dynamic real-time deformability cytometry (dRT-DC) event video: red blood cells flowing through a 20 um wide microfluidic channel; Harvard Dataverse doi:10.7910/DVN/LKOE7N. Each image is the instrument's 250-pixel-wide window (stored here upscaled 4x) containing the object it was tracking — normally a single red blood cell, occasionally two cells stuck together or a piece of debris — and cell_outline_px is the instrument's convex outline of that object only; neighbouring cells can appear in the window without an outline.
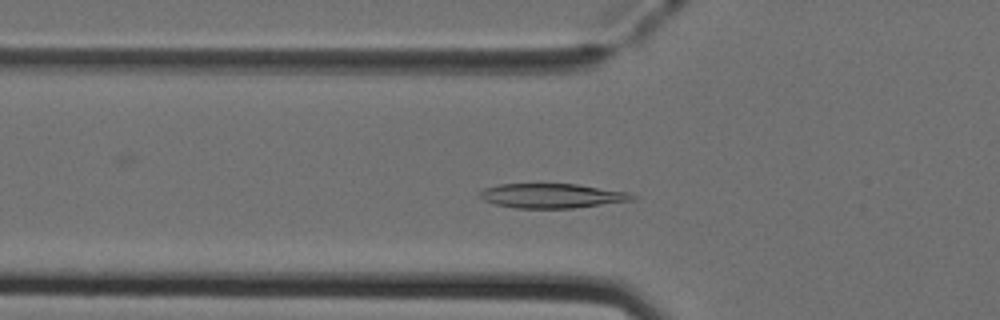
{"species": "Egyptian fruit bat (a non-hibernating species)", "species_latin": "Rousettus aegyptiacus", "temperature_condition": "cold", "stored_images_in_passage": 36, "camera_frame_rate_fps": 3000, "um_per_image_px": 0.085, "animal": {"sex": "female"}, "frame": {"image": 1, "passage_image": 3, "time_ms": 0.667, "image_size_px": [1000, 320], "cell_outline_px": [[636, 196], [632, 200], [576, 208], [516, 208], [492, 204], [484, 200], [480, 196], [480, 192], [484, 188], [500, 184], [576, 184], [628, 192]], "centroid_in_image_um": [46.89, 16.64], "position_along_channel_um": 78.9, "area_um2": 21.68}}
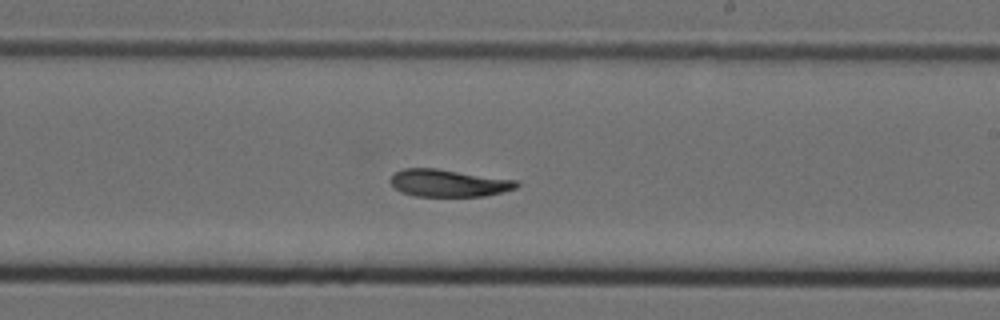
{"frame": {"image": 2, "passage_image": 16, "time_ms": 5.0, "image_size_px": [1000, 320], "cell_outline_px": [[520, 184], [516, 188], [484, 196], [416, 196], [400, 192], [388, 180], [396, 172], [404, 168], [436, 168], [520, 180]], "centroid_in_image_um": [38.15, 15.55], "position_along_channel_um": 250.9, "area_um2": 20.17}}
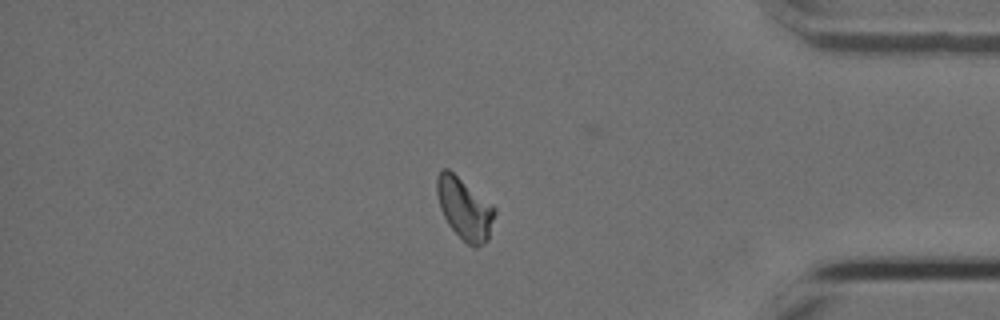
{"frame": {"image": 3, "passage_image": 29, "time_ms": 9.333, "image_size_px": [1000, 320], "cell_outline_px": [[496, 212], [488, 240], [484, 244], [476, 248], [472, 248], [448, 224], [440, 208], [436, 192], [436, 176], [440, 168], [448, 168], [492, 204], [496, 208]], "centroid_in_image_um": [39.49, 17.72], "position_along_channel_um": 395.7, "area_um2": 20.87}, "authors_computed_cell_mechanics": {"area_um2": 20.5479, "velocity_mm_per_s": 3.968, "shape_relaxation_time_tau1_ms": 8.5804, "shape_relaxation_time_tau2_ms": null, "deformation_change_tau1": 0.1743, "deformation_change_tau2": null}}